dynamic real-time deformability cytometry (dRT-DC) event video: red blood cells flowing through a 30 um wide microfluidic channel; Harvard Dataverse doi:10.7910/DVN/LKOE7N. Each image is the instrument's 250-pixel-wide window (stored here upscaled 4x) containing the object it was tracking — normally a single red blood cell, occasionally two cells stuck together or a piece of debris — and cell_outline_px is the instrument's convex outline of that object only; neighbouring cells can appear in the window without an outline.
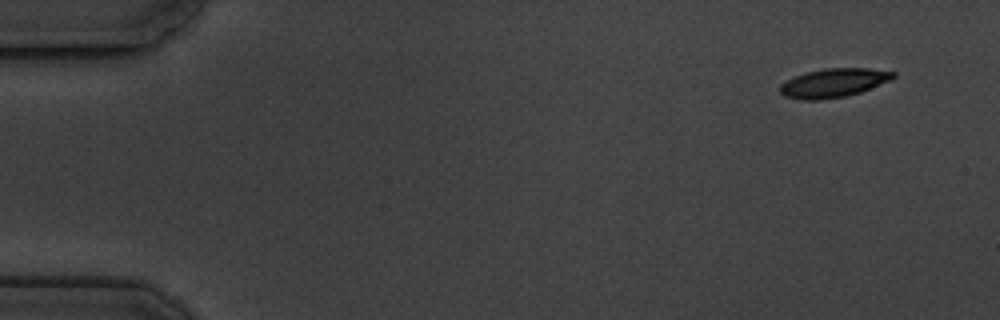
{"species": "common noctule bat (a hibernating species)", "species_latin": "Nyctalus noctula", "temperature_condition": "cold", "stored_images_in_passage": 6, "camera_frame_rate_fps": 3000, "um_per_image_px": 0.085, "animal": {"sex": "male", "body_mass_g": 19.5, "forearm_length_mm": 54.6}, "frame": {"image": 1, "passage_image": 1, "time_ms": 0.0, "image_size_px": [1000, 320], "cell_outline_px": [[896, 76], [888, 80], [860, 92], [844, 96], [820, 100], [800, 100], [784, 96], [780, 92], [780, 84], [804, 72], [824, 68], [872, 68], [896, 72]], "centroid_in_image_um": [70.82, 7.04], "position_along_channel_um": 14.2, "area_um2": 18.9}}
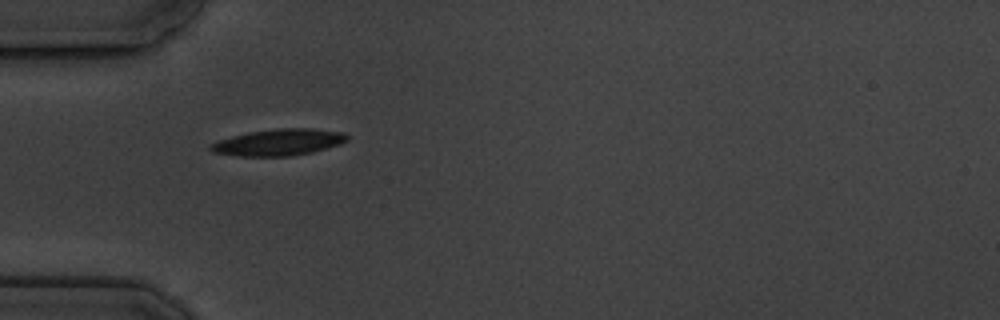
{"frame": {"image": 2, "passage_image": 5, "time_ms": 4.667, "image_size_px": [1000, 320], "cell_outline_px": [[348, 140], [340, 144], [312, 152], [288, 156], [236, 156], [212, 152], [208, 148], [208, 144], [232, 136], [248, 132], [276, 128], [312, 128], [344, 132], [348, 136]], "centroid_in_image_um": [23.67, 12.09], "position_along_channel_um": 61.3, "area_um2": 21.21}}